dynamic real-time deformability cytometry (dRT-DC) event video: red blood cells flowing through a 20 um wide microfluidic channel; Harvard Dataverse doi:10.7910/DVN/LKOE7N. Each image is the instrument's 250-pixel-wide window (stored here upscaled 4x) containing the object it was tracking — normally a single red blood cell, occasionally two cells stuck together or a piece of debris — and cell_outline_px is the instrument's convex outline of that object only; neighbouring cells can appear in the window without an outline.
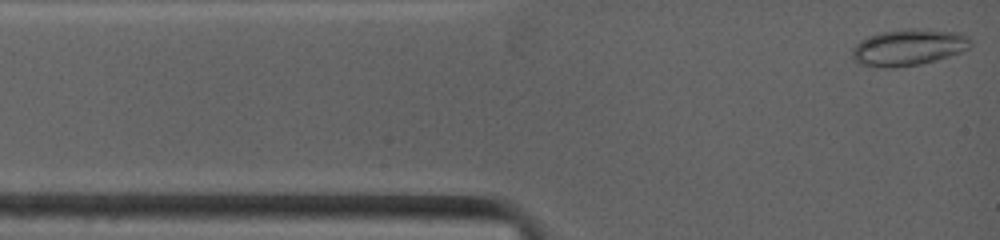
{"species": "common noctule bat (a hibernating species)", "species_latin": "Nyctalus noctula", "temperature_condition": "warm", "stored_images_in_passage": 34, "camera_frame_rate_fps": 4500, "um_per_image_px": 0.085, "animal": {"sex": "female", "body_mass_g": 19.0, "forearm_length_mm": 53.3}, "frame": {"image": 1, "passage_image": 1, "time_ms": 0.0, "image_size_px": [1000, 240], "cell_outline_px": [[972, 44], [968, 48], [960, 52], [936, 60], [920, 64], [896, 68], [876, 68], [860, 64], [852, 60], [852, 48], [860, 40], [868, 36], [884, 32], [908, 28], [928, 28], [960, 32], [968, 36]], "centroid_in_image_um": [77.21, 4.02], "position_along_channel_um": 7.8, "area_um2": 25.61}}
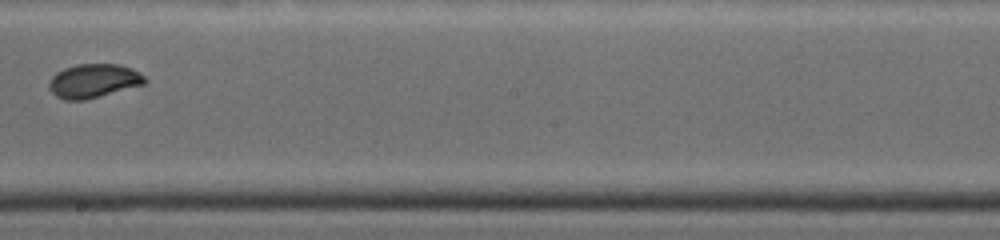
{"frame": {"image": 2, "passage_image": 22, "time_ms": 6.889, "image_size_px": [1000, 240], "cell_outline_px": [[148, 80], [144, 84], [84, 100], [64, 100], [56, 96], [48, 88], [48, 84], [52, 76], [56, 72], [64, 68], [76, 64], [120, 64], [132, 68], [140, 72]], "centroid_in_image_um": [7.94, 6.86], "position_along_channel_um": 240.3, "area_um2": 18.96}}
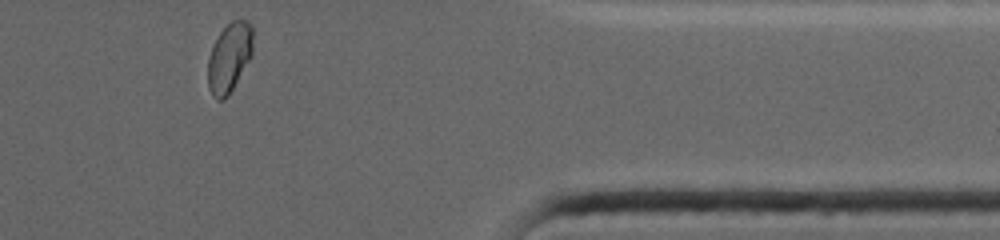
{"frame": {"image": 3, "passage_image": 34, "time_ms": 11.333, "image_size_px": [1000, 240], "cell_outline_px": [[252, 56], [228, 96], [224, 100], [216, 100], [212, 96], [208, 88], [208, 56], [220, 32], [232, 20], [248, 20], [252, 24]], "centroid_in_image_um": [19.49, 4.91], "position_along_channel_um": 391.9, "area_um2": 18.26}, "authors_computed_cell_mechanics": {"area_um2": 18.9584, "velocity_mm_per_s": 3.9667, "shape_relaxation_time_tau1_ms": 7.4756, "shape_relaxation_time_tau2_ms": null, "deformation_change_tau1": 0.1343, "deformation_change_tau2": null}}